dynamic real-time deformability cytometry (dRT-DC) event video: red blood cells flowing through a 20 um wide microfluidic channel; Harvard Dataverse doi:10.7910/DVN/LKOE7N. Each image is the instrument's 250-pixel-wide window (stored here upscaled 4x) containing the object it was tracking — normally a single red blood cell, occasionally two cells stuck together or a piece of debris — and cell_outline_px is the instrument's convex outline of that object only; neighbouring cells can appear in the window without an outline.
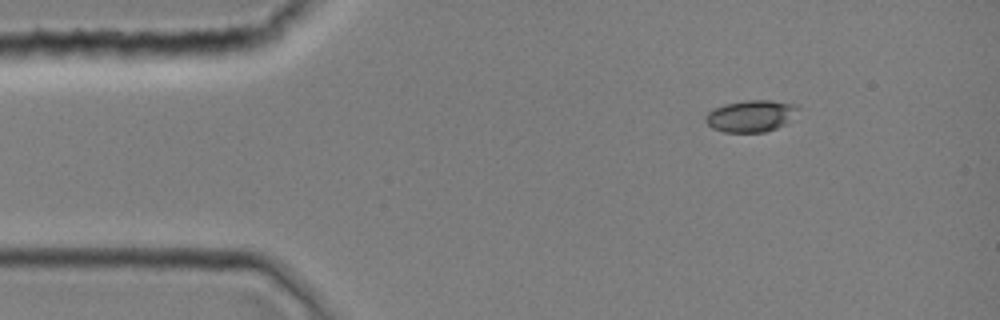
{"species": "common noctule bat (a hibernating species)", "species_latin": "Nyctalus noctula", "temperature_condition": "room temperature", "stored_images_in_passage": 3, "camera_frame_rate_fps": 3000, "um_per_image_px": 0.085, "animal": {"sex": "female", "body_mass_g": 19.0, "forearm_length_mm": 51.5}, "frame": {"image": 1, "passage_image": 1, "time_ms": 0.0, "image_size_px": [1000, 320], "cell_outline_px": [[800, 108], [784, 124], [776, 128], [764, 132], [724, 132], [712, 128], [704, 120], [704, 116], [712, 108], [724, 104], [744, 100], [772, 100], [796, 104]], "centroid_in_image_um": [63.78, 9.84], "position_along_channel_um": 21.2, "area_um2": 17.17}}